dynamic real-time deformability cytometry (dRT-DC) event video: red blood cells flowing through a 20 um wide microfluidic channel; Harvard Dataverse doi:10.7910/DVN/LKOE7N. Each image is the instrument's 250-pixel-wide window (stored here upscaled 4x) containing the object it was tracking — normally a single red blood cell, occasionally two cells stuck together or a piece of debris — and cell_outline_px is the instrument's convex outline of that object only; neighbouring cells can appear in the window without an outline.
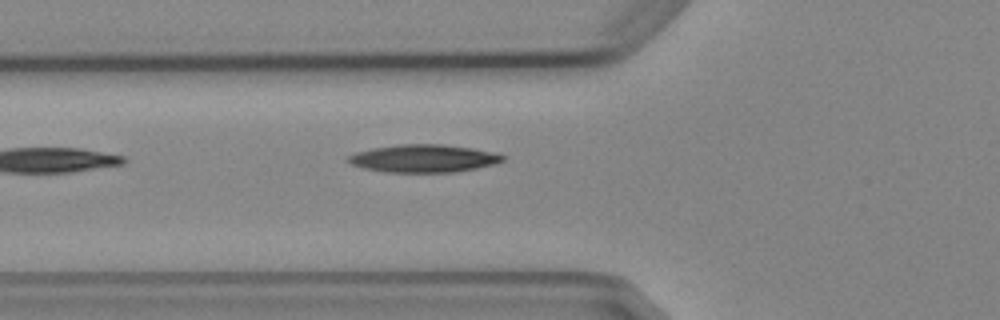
{"species": "Egyptian fruit bat (a non-hibernating species)", "species_latin": "Rousettus aegyptiacus", "temperature_condition": "cold", "stored_images_in_passage": 4, "camera_frame_rate_fps": 3000, "um_per_image_px": 0.085, "animal": {"sex": "female"}, "frame": {"image": 1, "passage_image": 4, "time_ms": 3.667, "image_size_px": [1000, 320], "cell_outline_px": [[504, 160], [496, 164], [456, 172], [384, 172], [364, 168], [352, 164], [348, 160], [348, 156], [356, 152], [372, 148], [400, 144], [444, 144], [472, 148], [492, 152], [504, 156]], "centroid_in_image_um": [36.01, 13.46], "position_along_channel_um": 89.8, "area_um2": 24.91}}